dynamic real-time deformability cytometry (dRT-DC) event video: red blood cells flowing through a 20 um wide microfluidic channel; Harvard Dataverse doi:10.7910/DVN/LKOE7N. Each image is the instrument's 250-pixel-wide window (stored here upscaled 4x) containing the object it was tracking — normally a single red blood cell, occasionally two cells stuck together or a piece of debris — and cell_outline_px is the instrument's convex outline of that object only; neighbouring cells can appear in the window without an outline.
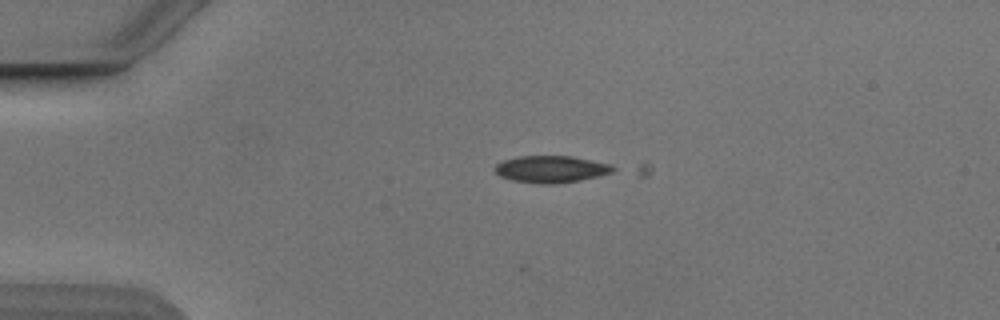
{"species": "Egyptian fruit bat (a non-hibernating species)", "species_latin": "Rousettus aegyptiacus", "temperature_condition": "cold", "stored_images_in_passage": 2, "camera_frame_rate_fps": 3000, "um_per_image_px": 0.085, "animal": {"sex": "male"}, "frame": {"image": 1, "passage_image": 1, "time_ms": 0.0, "image_size_px": [1000, 320], "cell_outline_px": [[616, 168], [612, 172], [580, 180], [552, 184], [540, 184], [512, 180], [500, 176], [492, 168], [496, 164], [504, 160], [520, 156], [572, 156], [612, 164]], "centroid_in_image_um": [46.83, 14.37], "position_along_channel_um": 38.2, "area_um2": 18.5}}